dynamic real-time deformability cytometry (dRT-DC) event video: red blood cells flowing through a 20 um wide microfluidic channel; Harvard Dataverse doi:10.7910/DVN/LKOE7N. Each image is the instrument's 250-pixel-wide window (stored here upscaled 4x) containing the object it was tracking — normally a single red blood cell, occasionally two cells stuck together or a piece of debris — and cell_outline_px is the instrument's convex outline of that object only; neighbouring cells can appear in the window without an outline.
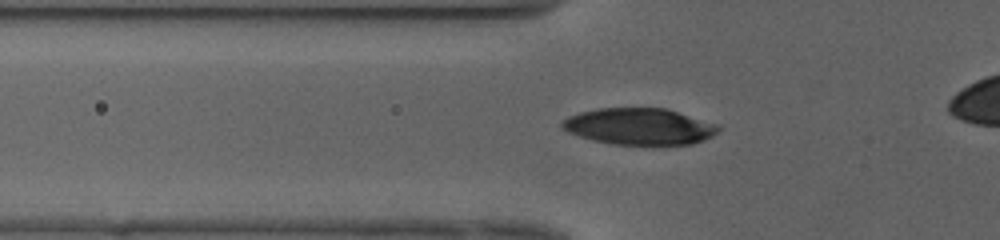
{"species": "human", "species_latin": "Homo sapiens", "temperature_condition": "cold", "stored_images_in_passage": 34, "camera_frame_rate_fps": 3000, "um_per_image_px": 0.085, "donor": {"sex": "female"}, "frame": {"image": 1, "passage_image": 5, "time_ms": 1.333, "image_size_px": [1000, 240], "cell_outline_px": [[720, 128], [712, 136], [704, 140], [692, 144], [652, 148], [648, 148], [616, 144], [592, 140], [568, 132], [560, 128], [560, 124], [568, 116], [580, 112], [596, 108], [664, 108], [720, 124]], "centroid_in_image_um": [54.38, 10.79], "position_along_channel_um": 71.4, "area_um2": 34.33}}
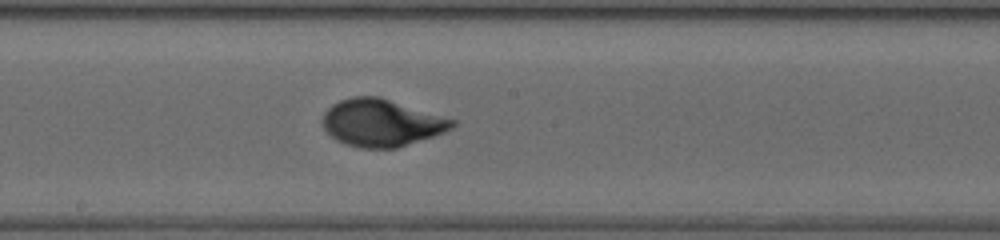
{"frame": {"image": 2, "passage_image": 16, "time_ms": 5.0, "image_size_px": [1000, 240], "cell_outline_px": [[456, 124], [452, 128], [444, 132], [396, 148], [360, 148], [336, 140], [324, 128], [324, 112], [332, 104], [340, 100], [352, 96], [380, 96], [456, 120]], "centroid_in_image_um": [32.43, 10.42], "position_along_channel_um": 215.8, "area_um2": 35.43}}
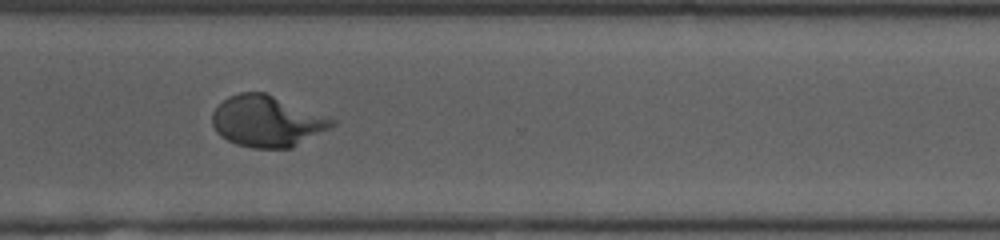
{"frame": {"image": 3, "passage_image": 26, "time_ms": 8.333, "image_size_px": [1000, 240], "cell_outline_px": [[336, 124], [292, 148], [252, 148], [236, 144], [220, 136], [216, 132], [212, 124], [212, 112], [228, 96], [240, 92], [264, 92], [328, 116], [336, 120]], "centroid_in_image_um": [22.68, 10.31], "position_along_channel_um": 347.9, "area_um2": 35.6}}